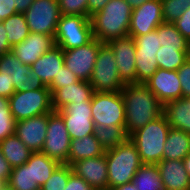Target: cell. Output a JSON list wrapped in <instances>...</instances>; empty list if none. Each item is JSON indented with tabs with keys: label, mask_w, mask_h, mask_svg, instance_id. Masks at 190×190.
Masks as SVG:
<instances>
[{
	"label": "cell",
	"mask_w": 190,
	"mask_h": 190,
	"mask_svg": "<svg viewBox=\"0 0 190 190\" xmlns=\"http://www.w3.org/2000/svg\"><path fill=\"white\" fill-rule=\"evenodd\" d=\"M121 95L125 105V132L128 136L163 114V105L143 83L125 84Z\"/></svg>",
	"instance_id": "obj_1"
},
{
	"label": "cell",
	"mask_w": 190,
	"mask_h": 190,
	"mask_svg": "<svg viewBox=\"0 0 190 190\" xmlns=\"http://www.w3.org/2000/svg\"><path fill=\"white\" fill-rule=\"evenodd\" d=\"M132 9L126 0H110L101 11L90 17L93 38L108 43L127 37Z\"/></svg>",
	"instance_id": "obj_2"
},
{
	"label": "cell",
	"mask_w": 190,
	"mask_h": 190,
	"mask_svg": "<svg viewBox=\"0 0 190 190\" xmlns=\"http://www.w3.org/2000/svg\"><path fill=\"white\" fill-rule=\"evenodd\" d=\"M170 128L166 116L162 114L129 136L143 164H158L163 160L164 144Z\"/></svg>",
	"instance_id": "obj_3"
},
{
	"label": "cell",
	"mask_w": 190,
	"mask_h": 190,
	"mask_svg": "<svg viewBox=\"0 0 190 190\" xmlns=\"http://www.w3.org/2000/svg\"><path fill=\"white\" fill-rule=\"evenodd\" d=\"M108 190L132 181L143 165L135 144L128 138L124 143L105 151Z\"/></svg>",
	"instance_id": "obj_4"
},
{
	"label": "cell",
	"mask_w": 190,
	"mask_h": 190,
	"mask_svg": "<svg viewBox=\"0 0 190 190\" xmlns=\"http://www.w3.org/2000/svg\"><path fill=\"white\" fill-rule=\"evenodd\" d=\"M9 100L14 120L20 121L53 112L52 93L49 88L15 92Z\"/></svg>",
	"instance_id": "obj_5"
},
{
	"label": "cell",
	"mask_w": 190,
	"mask_h": 190,
	"mask_svg": "<svg viewBox=\"0 0 190 190\" xmlns=\"http://www.w3.org/2000/svg\"><path fill=\"white\" fill-rule=\"evenodd\" d=\"M55 45L63 50L84 46L93 39L89 17L61 15L54 36Z\"/></svg>",
	"instance_id": "obj_6"
},
{
	"label": "cell",
	"mask_w": 190,
	"mask_h": 190,
	"mask_svg": "<svg viewBox=\"0 0 190 190\" xmlns=\"http://www.w3.org/2000/svg\"><path fill=\"white\" fill-rule=\"evenodd\" d=\"M89 82L94 92H119L125 86L120 79L114 53L106 43L99 48Z\"/></svg>",
	"instance_id": "obj_7"
},
{
	"label": "cell",
	"mask_w": 190,
	"mask_h": 190,
	"mask_svg": "<svg viewBox=\"0 0 190 190\" xmlns=\"http://www.w3.org/2000/svg\"><path fill=\"white\" fill-rule=\"evenodd\" d=\"M91 112L95 127L101 124L124 125L125 105L121 91L94 92L91 97Z\"/></svg>",
	"instance_id": "obj_8"
},
{
	"label": "cell",
	"mask_w": 190,
	"mask_h": 190,
	"mask_svg": "<svg viewBox=\"0 0 190 190\" xmlns=\"http://www.w3.org/2000/svg\"><path fill=\"white\" fill-rule=\"evenodd\" d=\"M23 14L30 33L55 36L61 17L58 0H34Z\"/></svg>",
	"instance_id": "obj_9"
},
{
	"label": "cell",
	"mask_w": 190,
	"mask_h": 190,
	"mask_svg": "<svg viewBox=\"0 0 190 190\" xmlns=\"http://www.w3.org/2000/svg\"><path fill=\"white\" fill-rule=\"evenodd\" d=\"M70 143L62 116L57 111L48 113L47 133L41 152L61 164H68Z\"/></svg>",
	"instance_id": "obj_10"
},
{
	"label": "cell",
	"mask_w": 190,
	"mask_h": 190,
	"mask_svg": "<svg viewBox=\"0 0 190 190\" xmlns=\"http://www.w3.org/2000/svg\"><path fill=\"white\" fill-rule=\"evenodd\" d=\"M0 73L13 81L15 92L48 88L40 77L33 73L31 66L23 64L12 51L0 55Z\"/></svg>",
	"instance_id": "obj_11"
},
{
	"label": "cell",
	"mask_w": 190,
	"mask_h": 190,
	"mask_svg": "<svg viewBox=\"0 0 190 190\" xmlns=\"http://www.w3.org/2000/svg\"><path fill=\"white\" fill-rule=\"evenodd\" d=\"M101 41L93 38L89 43L74 49L63 50L64 65L71 70L79 80L91 79Z\"/></svg>",
	"instance_id": "obj_12"
},
{
	"label": "cell",
	"mask_w": 190,
	"mask_h": 190,
	"mask_svg": "<svg viewBox=\"0 0 190 190\" xmlns=\"http://www.w3.org/2000/svg\"><path fill=\"white\" fill-rule=\"evenodd\" d=\"M57 112L62 116L71 140L94 134L95 124L92 120L91 99L70 104Z\"/></svg>",
	"instance_id": "obj_13"
},
{
	"label": "cell",
	"mask_w": 190,
	"mask_h": 190,
	"mask_svg": "<svg viewBox=\"0 0 190 190\" xmlns=\"http://www.w3.org/2000/svg\"><path fill=\"white\" fill-rule=\"evenodd\" d=\"M164 22L162 15V1L149 0L132 9L129 25L130 37L150 33Z\"/></svg>",
	"instance_id": "obj_14"
},
{
	"label": "cell",
	"mask_w": 190,
	"mask_h": 190,
	"mask_svg": "<svg viewBox=\"0 0 190 190\" xmlns=\"http://www.w3.org/2000/svg\"><path fill=\"white\" fill-rule=\"evenodd\" d=\"M113 51L120 79L124 84L136 83V46L133 37L114 39L106 43Z\"/></svg>",
	"instance_id": "obj_15"
},
{
	"label": "cell",
	"mask_w": 190,
	"mask_h": 190,
	"mask_svg": "<svg viewBox=\"0 0 190 190\" xmlns=\"http://www.w3.org/2000/svg\"><path fill=\"white\" fill-rule=\"evenodd\" d=\"M151 90L160 103H166L182 98V88L177 75V70H158L144 83Z\"/></svg>",
	"instance_id": "obj_16"
},
{
	"label": "cell",
	"mask_w": 190,
	"mask_h": 190,
	"mask_svg": "<svg viewBox=\"0 0 190 190\" xmlns=\"http://www.w3.org/2000/svg\"><path fill=\"white\" fill-rule=\"evenodd\" d=\"M48 113L17 121L15 134L32 151L42 150L46 138Z\"/></svg>",
	"instance_id": "obj_17"
},
{
	"label": "cell",
	"mask_w": 190,
	"mask_h": 190,
	"mask_svg": "<svg viewBox=\"0 0 190 190\" xmlns=\"http://www.w3.org/2000/svg\"><path fill=\"white\" fill-rule=\"evenodd\" d=\"M73 172L82 177L94 190H108V173L105 154L75 162Z\"/></svg>",
	"instance_id": "obj_18"
},
{
	"label": "cell",
	"mask_w": 190,
	"mask_h": 190,
	"mask_svg": "<svg viewBox=\"0 0 190 190\" xmlns=\"http://www.w3.org/2000/svg\"><path fill=\"white\" fill-rule=\"evenodd\" d=\"M54 46L55 39L53 36L30 33L24 41L12 47V52L23 64L31 66Z\"/></svg>",
	"instance_id": "obj_19"
},
{
	"label": "cell",
	"mask_w": 190,
	"mask_h": 190,
	"mask_svg": "<svg viewBox=\"0 0 190 190\" xmlns=\"http://www.w3.org/2000/svg\"><path fill=\"white\" fill-rule=\"evenodd\" d=\"M49 89L52 93V107L54 111H60L76 102L89 101L94 93L90 82L83 80L62 88Z\"/></svg>",
	"instance_id": "obj_20"
},
{
	"label": "cell",
	"mask_w": 190,
	"mask_h": 190,
	"mask_svg": "<svg viewBox=\"0 0 190 190\" xmlns=\"http://www.w3.org/2000/svg\"><path fill=\"white\" fill-rule=\"evenodd\" d=\"M157 167L165 190H190V178L183 160L163 159Z\"/></svg>",
	"instance_id": "obj_21"
},
{
	"label": "cell",
	"mask_w": 190,
	"mask_h": 190,
	"mask_svg": "<svg viewBox=\"0 0 190 190\" xmlns=\"http://www.w3.org/2000/svg\"><path fill=\"white\" fill-rule=\"evenodd\" d=\"M63 65V49L55 45L34 62L31 65V69L33 73L40 77L44 85L48 87Z\"/></svg>",
	"instance_id": "obj_22"
},
{
	"label": "cell",
	"mask_w": 190,
	"mask_h": 190,
	"mask_svg": "<svg viewBox=\"0 0 190 190\" xmlns=\"http://www.w3.org/2000/svg\"><path fill=\"white\" fill-rule=\"evenodd\" d=\"M163 114L171 128L190 134V98H181L163 106Z\"/></svg>",
	"instance_id": "obj_23"
},
{
	"label": "cell",
	"mask_w": 190,
	"mask_h": 190,
	"mask_svg": "<svg viewBox=\"0 0 190 190\" xmlns=\"http://www.w3.org/2000/svg\"><path fill=\"white\" fill-rule=\"evenodd\" d=\"M105 154L104 148L94 134L79 139H73L70 143L68 165L87 158H93Z\"/></svg>",
	"instance_id": "obj_24"
},
{
	"label": "cell",
	"mask_w": 190,
	"mask_h": 190,
	"mask_svg": "<svg viewBox=\"0 0 190 190\" xmlns=\"http://www.w3.org/2000/svg\"><path fill=\"white\" fill-rule=\"evenodd\" d=\"M190 153V134L170 128L164 144L163 159L183 160Z\"/></svg>",
	"instance_id": "obj_25"
},
{
	"label": "cell",
	"mask_w": 190,
	"mask_h": 190,
	"mask_svg": "<svg viewBox=\"0 0 190 190\" xmlns=\"http://www.w3.org/2000/svg\"><path fill=\"white\" fill-rule=\"evenodd\" d=\"M0 150L13 168L25 164L32 154L15 133L0 142Z\"/></svg>",
	"instance_id": "obj_26"
},
{
	"label": "cell",
	"mask_w": 190,
	"mask_h": 190,
	"mask_svg": "<svg viewBox=\"0 0 190 190\" xmlns=\"http://www.w3.org/2000/svg\"><path fill=\"white\" fill-rule=\"evenodd\" d=\"M26 163L31 166L32 182H36L39 188L50 178L54 170L61 164L41 151L32 152Z\"/></svg>",
	"instance_id": "obj_27"
},
{
	"label": "cell",
	"mask_w": 190,
	"mask_h": 190,
	"mask_svg": "<svg viewBox=\"0 0 190 190\" xmlns=\"http://www.w3.org/2000/svg\"><path fill=\"white\" fill-rule=\"evenodd\" d=\"M138 190H165L157 164H143L132 179Z\"/></svg>",
	"instance_id": "obj_28"
},
{
	"label": "cell",
	"mask_w": 190,
	"mask_h": 190,
	"mask_svg": "<svg viewBox=\"0 0 190 190\" xmlns=\"http://www.w3.org/2000/svg\"><path fill=\"white\" fill-rule=\"evenodd\" d=\"M94 135L105 151L124 143L129 138L124 125L106 126L101 124L95 127Z\"/></svg>",
	"instance_id": "obj_29"
},
{
	"label": "cell",
	"mask_w": 190,
	"mask_h": 190,
	"mask_svg": "<svg viewBox=\"0 0 190 190\" xmlns=\"http://www.w3.org/2000/svg\"><path fill=\"white\" fill-rule=\"evenodd\" d=\"M159 44L165 48H179L181 51H190V41L176 29L173 23L163 22L156 29Z\"/></svg>",
	"instance_id": "obj_30"
},
{
	"label": "cell",
	"mask_w": 190,
	"mask_h": 190,
	"mask_svg": "<svg viewBox=\"0 0 190 190\" xmlns=\"http://www.w3.org/2000/svg\"><path fill=\"white\" fill-rule=\"evenodd\" d=\"M157 51L136 50V83H145L157 70Z\"/></svg>",
	"instance_id": "obj_31"
},
{
	"label": "cell",
	"mask_w": 190,
	"mask_h": 190,
	"mask_svg": "<svg viewBox=\"0 0 190 190\" xmlns=\"http://www.w3.org/2000/svg\"><path fill=\"white\" fill-rule=\"evenodd\" d=\"M2 22L4 23L7 31V39L11 47L24 41L30 34V30L23 13H16Z\"/></svg>",
	"instance_id": "obj_32"
},
{
	"label": "cell",
	"mask_w": 190,
	"mask_h": 190,
	"mask_svg": "<svg viewBox=\"0 0 190 190\" xmlns=\"http://www.w3.org/2000/svg\"><path fill=\"white\" fill-rule=\"evenodd\" d=\"M190 57V51H181L179 48H165L161 46L156 52L158 68L169 71L177 70Z\"/></svg>",
	"instance_id": "obj_33"
},
{
	"label": "cell",
	"mask_w": 190,
	"mask_h": 190,
	"mask_svg": "<svg viewBox=\"0 0 190 190\" xmlns=\"http://www.w3.org/2000/svg\"><path fill=\"white\" fill-rule=\"evenodd\" d=\"M8 184L13 190L40 189L36 182H32L31 166L27 163L13 168Z\"/></svg>",
	"instance_id": "obj_34"
},
{
	"label": "cell",
	"mask_w": 190,
	"mask_h": 190,
	"mask_svg": "<svg viewBox=\"0 0 190 190\" xmlns=\"http://www.w3.org/2000/svg\"><path fill=\"white\" fill-rule=\"evenodd\" d=\"M73 172L68 164H60L50 178L40 187L41 190H64L69 180V175Z\"/></svg>",
	"instance_id": "obj_35"
},
{
	"label": "cell",
	"mask_w": 190,
	"mask_h": 190,
	"mask_svg": "<svg viewBox=\"0 0 190 190\" xmlns=\"http://www.w3.org/2000/svg\"><path fill=\"white\" fill-rule=\"evenodd\" d=\"M15 124L8 98L0 96V142L15 133Z\"/></svg>",
	"instance_id": "obj_36"
},
{
	"label": "cell",
	"mask_w": 190,
	"mask_h": 190,
	"mask_svg": "<svg viewBox=\"0 0 190 190\" xmlns=\"http://www.w3.org/2000/svg\"><path fill=\"white\" fill-rule=\"evenodd\" d=\"M164 22L173 23L190 7V0H161Z\"/></svg>",
	"instance_id": "obj_37"
},
{
	"label": "cell",
	"mask_w": 190,
	"mask_h": 190,
	"mask_svg": "<svg viewBox=\"0 0 190 190\" xmlns=\"http://www.w3.org/2000/svg\"><path fill=\"white\" fill-rule=\"evenodd\" d=\"M61 15L88 17V0H58Z\"/></svg>",
	"instance_id": "obj_38"
},
{
	"label": "cell",
	"mask_w": 190,
	"mask_h": 190,
	"mask_svg": "<svg viewBox=\"0 0 190 190\" xmlns=\"http://www.w3.org/2000/svg\"><path fill=\"white\" fill-rule=\"evenodd\" d=\"M136 50L158 51L161 47L159 44L158 32L156 30L134 37Z\"/></svg>",
	"instance_id": "obj_39"
},
{
	"label": "cell",
	"mask_w": 190,
	"mask_h": 190,
	"mask_svg": "<svg viewBox=\"0 0 190 190\" xmlns=\"http://www.w3.org/2000/svg\"><path fill=\"white\" fill-rule=\"evenodd\" d=\"M79 81V78L69 70L65 65L60 68V71L55 75L53 81L48 86V88H62L64 86L76 83Z\"/></svg>",
	"instance_id": "obj_40"
},
{
	"label": "cell",
	"mask_w": 190,
	"mask_h": 190,
	"mask_svg": "<svg viewBox=\"0 0 190 190\" xmlns=\"http://www.w3.org/2000/svg\"><path fill=\"white\" fill-rule=\"evenodd\" d=\"M182 98H190V57L177 69Z\"/></svg>",
	"instance_id": "obj_41"
},
{
	"label": "cell",
	"mask_w": 190,
	"mask_h": 190,
	"mask_svg": "<svg viewBox=\"0 0 190 190\" xmlns=\"http://www.w3.org/2000/svg\"><path fill=\"white\" fill-rule=\"evenodd\" d=\"M173 24L183 37L190 41V7L183 11L182 15Z\"/></svg>",
	"instance_id": "obj_42"
},
{
	"label": "cell",
	"mask_w": 190,
	"mask_h": 190,
	"mask_svg": "<svg viewBox=\"0 0 190 190\" xmlns=\"http://www.w3.org/2000/svg\"><path fill=\"white\" fill-rule=\"evenodd\" d=\"M64 190H94L82 177L74 172L69 175V180Z\"/></svg>",
	"instance_id": "obj_43"
},
{
	"label": "cell",
	"mask_w": 190,
	"mask_h": 190,
	"mask_svg": "<svg viewBox=\"0 0 190 190\" xmlns=\"http://www.w3.org/2000/svg\"><path fill=\"white\" fill-rule=\"evenodd\" d=\"M14 0H0V21L16 14Z\"/></svg>",
	"instance_id": "obj_44"
},
{
	"label": "cell",
	"mask_w": 190,
	"mask_h": 190,
	"mask_svg": "<svg viewBox=\"0 0 190 190\" xmlns=\"http://www.w3.org/2000/svg\"><path fill=\"white\" fill-rule=\"evenodd\" d=\"M15 93L13 81L0 73V96L10 98Z\"/></svg>",
	"instance_id": "obj_45"
},
{
	"label": "cell",
	"mask_w": 190,
	"mask_h": 190,
	"mask_svg": "<svg viewBox=\"0 0 190 190\" xmlns=\"http://www.w3.org/2000/svg\"><path fill=\"white\" fill-rule=\"evenodd\" d=\"M12 170L13 167L9 164L0 150V180L4 183H8Z\"/></svg>",
	"instance_id": "obj_46"
},
{
	"label": "cell",
	"mask_w": 190,
	"mask_h": 190,
	"mask_svg": "<svg viewBox=\"0 0 190 190\" xmlns=\"http://www.w3.org/2000/svg\"><path fill=\"white\" fill-rule=\"evenodd\" d=\"M12 51V47L8 43L7 31L4 23L0 21V55H4L6 52Z\"/></svg>",
	"instance_id": "obj_47"
},
{
	"label": "cell",
	"mask_w": 190,
	"mask_h": 190,
	"mask_svg": "<svg viewBox=\"0 0 190 190\" xmlns=\"http://www.w3.org/2000/svg\"><path fill=\"white\" fill-rule=\"evenodd\" d=\"M110 0H88V17L101 11Z\"/></svg>",
	"instance_id": "obj_48"
},
{
	"label": "cell",
	"mask_w": 190,
	"mask_h": 190,
	"mask_svg": "<svg viewBox=\"0 0 190 190\" xmlns=\"http://www.w3.org/2000/svg\"><path fill=\"white\" fill-rule=\"evenodd\" d=\"M34 0H14L17 13H24L29 9Z\"/></svg>",
	"instance_id": "obj_49"
},
{
	"label": "cell",
	"mask_w": 190,
	"mask_h": 190,
	"mask_svg": "<svg viewBox=\"0 0 190 190\" xmlns=\"http://www.w3.org/2000/svg\"><path fill=\"white\" fill-rule=\"evenodd\" d=\"M109 190H138L135 185H133L132 181L114 188H111Z\"/></svg>",
	"instance_id": "obj_50"
},
{
	"label": "cell",
	"mask_w": 190,
	"mask_h": 190,
	"mask_svg": "<svg viewBox=\"0 0 190 190\" xmlns=\"http://www.w3.org/2000/svg\"><path fill=\"white\" fill-rule=\"evenodd\" d=\"M128 2V4L132 7V8H135V7H138L140 5H142L143 3H145L146 1H149V0H126Z\"/></svg>",
	"instance_id": "obj_51"
},
{
	"label": "cell",
	"mask_w": 190,
	"mask_h": 190,
	"mask_svg": "<svg viewBox=\"0 0 190 190\" xmlns=\"http://www.w3.org/2000/svg\"><path fill=\"white\" fill-rule=\"evenodd\" d=\"M183 161H184L185 169L190 178V153L183 159Z\"/></svg>",
	"instance_id": "obj_52"
},
{
	"label": "cell",
	"mask_w": 190,
	"mask_h": 190,
	"mask_svg": "<svg viewBox=\"0 0 190 190\" xmlns=\"http://www.w3.org/2000/svg\"><path fill=\"white\" fill-rule=\"evenodd\" d=\"M0 190H13L8 183H3L1 186H0Z\"/></svg>",
	"instance_id": "obj_53"
}]
</instances>
